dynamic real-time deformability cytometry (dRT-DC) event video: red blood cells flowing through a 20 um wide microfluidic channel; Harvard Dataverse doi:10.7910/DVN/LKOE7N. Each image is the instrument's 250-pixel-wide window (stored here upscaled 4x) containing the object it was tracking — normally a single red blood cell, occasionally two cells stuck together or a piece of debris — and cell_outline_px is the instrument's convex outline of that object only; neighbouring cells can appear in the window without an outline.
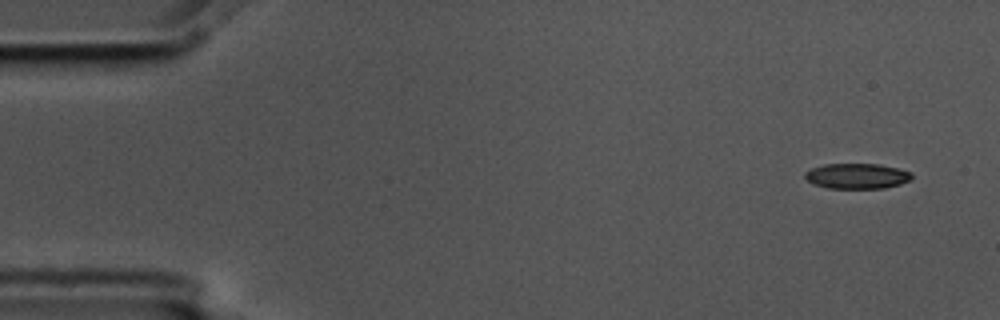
{"species": "common noctule bat (a hibernating species)", "species_latin": "Nyctalus noctula", "temperature_condition": "cold", "stored_images_in_passage": 5, "segment_of_instrument_passage": [1, 2], "camera_frame_rate_fps": 3000, "um_per_image_px": 0.085, "animal": {"sex": "male", "body_mass_g": 17.5, "forearm_length_mm": 52.3}, "frame": {"image": 1, "passage_image": 1, "time_ms": 0.0, "image_size_px": [1000, 320], "cell_outline_px": [[912, 176], [908, 180], [900, 184], [884, 188], [828, 188], [812, 184], [804, 176], [804, 172], [812, 168], [824, 164], [880, 164], [912, 172]], "centroid_in_image_um": [72.81, 14.96], "position_along_channel_um": 12.2, "area_um2": 15.72}}
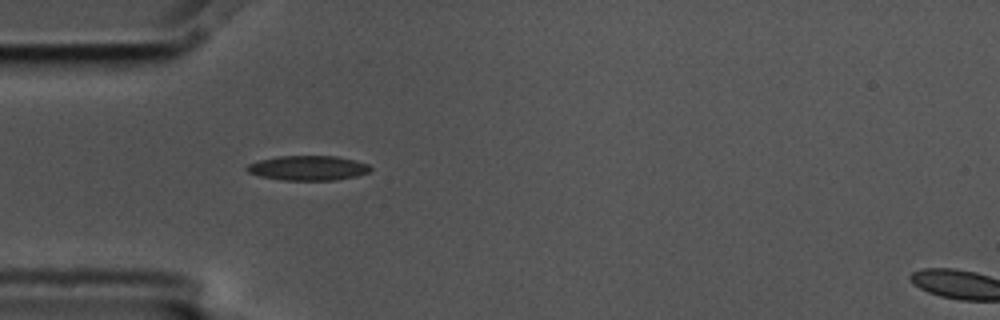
{"frame": {"image": 2, "passage_image": 4, "time_ms": 1.0, "image_size_px": [1000, 320], "cell_outline_px": [[372, 168], [368, 172], [356, 176], [336, 180], [280, 180], [260, 176], [248, 172], [244, 168], [248, 164], [260, 160], [280, 156], [340, 156], [356, 160], [368, 164]], "centroid_in_image_um": [26.19, 14.28], "position_along_channel_um": 58.8, "area_um2": 17.86}}